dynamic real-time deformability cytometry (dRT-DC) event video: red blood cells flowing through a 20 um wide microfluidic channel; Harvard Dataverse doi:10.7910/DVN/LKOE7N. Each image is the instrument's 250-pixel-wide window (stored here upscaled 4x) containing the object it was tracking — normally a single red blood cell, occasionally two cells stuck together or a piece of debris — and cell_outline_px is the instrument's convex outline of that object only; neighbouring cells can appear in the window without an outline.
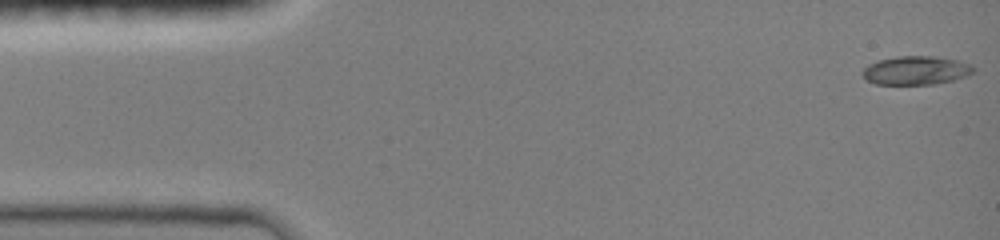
{"species": "common noctule bat (a hibernating species)", "species_latin": "Nyctalus noctula", "temperature_condition": "room temperature", "stored_images_in_passage": 54, "camera_frame_rate_fps": 3000, "um_per_image_px": 0.085, "animal": {"sex": "female", "body_mass_g": 19.0, "forearm_length_mm": 51.5}, "frame": {"image": 1, "passage_image": 1, "time_ms": 0.0, "image_size_px": [1000, 240], "cell_outline_px": [[976, 68], [972, 72], [964, 76], [952, 80], [932, 84], [876, 84], [868, 80], [860, 72], [868, 64], [880, 60], [896, 56], [932, 56], [960, 60], [972, 64]], "centroid_in_image_um": [77.86, 5.97], "position_along_channel_um": 7.1, "area_um2": 18.44}}
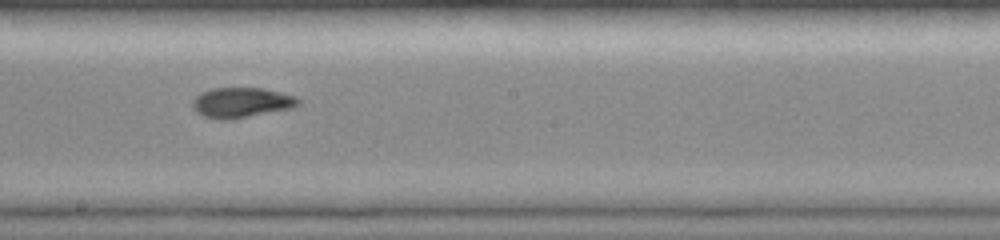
{"frame": {"image": 2, "passage_image": 30, "time_ms": 8.333, "image_size_px": [1000, 240], "cell_outline_px": [[300, 104], [292, 108], [228, 120], [220, 120], [204, 116], [196, 112], [192, 108], [192, 100], [200, 92], [212, 88], [264, 88], [296, 96], [300, 100]], "centroid_in_image_um": [20.5, 8.71], "position_along_channel_um": 227.7, "area_um2": 18.67}}
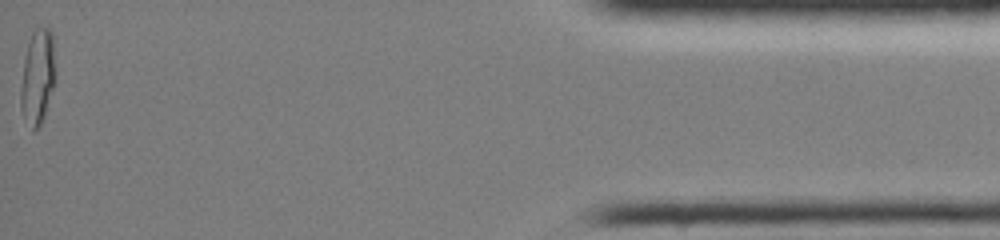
{"frame": {"image": 3, "passage_image": 54, "time_ms": 15.333, "image_size_px": [1000, 240], "cell_outline_px": [[56, 80], [44, 116], [40, 124], [32, 132], [20, 108], [20, 88], [24, 60], [28, 44], [32, 32], [36, 28], [48, 28], [52, 32], [56, 72]], "centroid_in_image_um": [3.21, 6.53], "position_along_channel_um": 432.0, "area_um2": 19.36}, "authors_computed_cell_mechanics": {"area_um2": 18.1781, "velocity_mm_per_s": 4.0921, "shape_relaxation_time_tau1_ms": null, "shape_relaxation_time_tau2_ms": 2.0638, "deformation_change_tau1": null, "deformation_change_tau2": 0.0637}}